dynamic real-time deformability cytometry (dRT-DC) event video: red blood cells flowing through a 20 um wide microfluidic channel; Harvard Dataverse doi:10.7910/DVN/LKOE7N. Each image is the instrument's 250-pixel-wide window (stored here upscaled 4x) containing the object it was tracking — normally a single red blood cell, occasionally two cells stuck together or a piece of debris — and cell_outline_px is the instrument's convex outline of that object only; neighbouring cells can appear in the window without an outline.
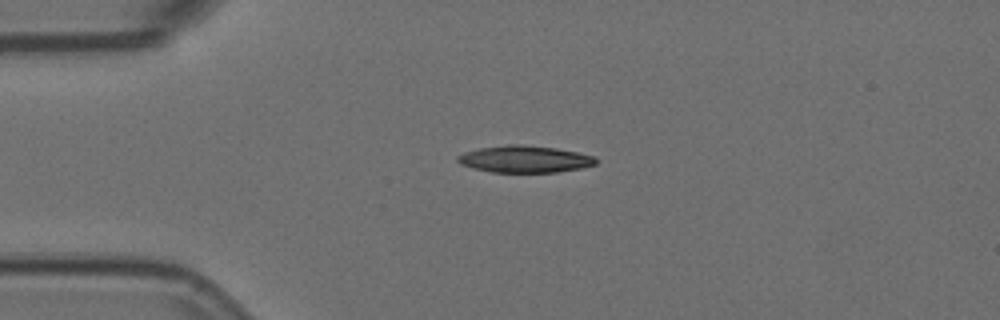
{"species": "Egyptian fruit bat (a non-hibernating species)", "species_latin": "Rousettus aegyptiacus", "temperature_condition": "room temperature", "stored_images_in_passage": 4, "camera_frame_rate_fps": 3000, "um_per_image_px": 0.085, "animal": {"sex": "female"}, "frame": {"image": 1, "passage_image": 3, "time_ms": 0.667, "image_size_px": [1000, 320], "cell_outline_px": [[596, 164], [580, 168], [556, 172], [492, 172], [460, 164], [456, 160], [456, 156], [464, 152], [480, 148], [508, 144], [520, 144], [556, 148], [596, 156]], "centroid_in_image_um": [44.59, 13.52], "position_along_channel_um": 40.4, "area_um2": 21.56}}